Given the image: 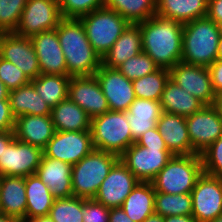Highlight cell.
Returning <instances> with one entry per match:
<instances>
[{
    "instance_id": "cell-1",
    "label": "cell",
    "mask_w": 222,
    "mask_h": 222,
    "mask_svg": "<svg viewBox=\"0 0 222 222\" xmlns=\"http://www.w3.org/2000/svg\"><path fill=\"white\" fill-rule=\"evenodd\" d=\"M137 24L141 29L143 52L159 68L170 69L182 60L184 24L156 14Z\"/></svg>"
},
{
    "instance_id": "cell-2",
    "label": "cell",
    "mask_w": 222,
    "mask_h": 222,
    "mask_svg": "<svg viewBox=\"0 0 222 222\" xmlns=\"http://www.w3.org/2000/svg\"><path fill=\"white\" fill-rule=\"evenodd\" d=\"M65 56L67 75L92 76L102 65V58L91 46L80 19L62 18L56 27Z\"/></svg>"
},
{
    "instance_id": "cell-3",
    "label": "cell",
    "mask_w": 222,
    "mask_h": 222,
    "mask_svg": "<svg viewBox=\"0 0 222 222\" xmlns=\"http://www.w3.org/2000/svg\"><path fill=\"white\" fill-rule=\"evenodd\" d=\"M218 24L207 16L185 23L182 36V62L209 67L217 60L220 37Z\"/></svg>"
},
{
    "instance_id": "cell-4",
    "label": "cell",
    "mask_w": 222,
    "mask_h": 222,
    "mask_svg": "<svg viewBox=\"0 0 222 222\" xmlns=\"http://www.w3.org/2000/svg\"><path fill=\"white\" fill-rule=\"evenodd\" d=\"M202 174V159L199 154L173 155L151 184L160 193H191Z\"/></svg>"
},
{
    "instance_id": "cell-5",
    "label": "cell",
    "mask_w": 222,
    "mask_h": 222,
    "mask_svg": "<svg viewBox=\"0 0 222 222\" xmlns=\"http://www.w3.org/2000/svg\"><path fill=\"white\" fill-rule=\"evenodd\" d=\"M119 156L94 149L72 165V193L75 197L94 199L102 181L107 177Z\"/></svg>"
},
{
    "instance_id": "cell-6",
    "label": "cell",
    "mask_w": 222,
    "mask_h": 222,
    "mask_svg": "<svg viewBox=\"0 0 222 222\" xmlns=\"http://www.w3.org/2000/svg\"><path fill=\"white\" fill-rule=\"evenodd\" d=\"M90 131L96 150L110 152L117 156L135 143L126 112L107 111L91 119Z\"/></svg>"
},
{
    "instance_id": "cell-7",
    "label": "cell",
    "mask_w": 222,
    "mask_h": 222,
    "mask_svg": "<svg viewBox=\"0 0 222 222\" xmlns=\"http://www.w3.org/2000/svg\"><path fill=\"white\" fill-rule=\"evenodd\" d=\"M79 19L85 28L91 46L101 58L130 24L119 13L105 6Z\"/></svg>"
},
{
    "instance_id": "cell-8",
    "label": "cell",
    "mask_w": 222,
    "mask_h": 222,
    "mask_svg": "<svg viewBox=\"0 0 222 222\" xmlns=\"http://www.w3.org/2000/svg\"><path fill=\"white\" fill-rule=\"evenodd\" d=\"M172 156L167 148H145L135 142L119 159L140 182H151Z\"/></svg>"
},
{
    "instance_id": "cell-9",
    "label": "cell",
    "mask_w": 222,
    "mask_h": 222,
    "mask_svg": "<svg viewBox=\"0 0 222 222\" xmlns=\"http://www.w3.org/2000/svg\"><path fill=\"white\" fill-rule=\"evenodd\" d=\"M91 131H55L43 155L75 165L94 150Z\"/></svg>"
},
{
    "instance_id": "cell-10",
    "label": "cell",
    "mask_w": 222,
    "mask_h": 222,
    "mask_svg": "<svg viewBox=\"0 0 222 222\" xmlns=\"http://www.w3.org/2000/svg\"><path fill=\"white\" fill-rule=\"evenodd\" d=\"M62 19L57 0H28L15 34L32 37L56 29Z\"/></svg>"
},
{
    "instance_id": "cell-11",
    "label": "cell",
    "mask_w": 222,
    "mask_h": 222,
    "mask_svg": "<svg viewBox=\"0 0 222 222\" xmlns=\"http://www.w3.org/2000/svg\"><path fill=\"white\" fill-rule=\"evenodd\" d=\"M192 216L209 222L222 215V178L203 173L191 191Z\"/></svg>"
},
{
    "instance_id": "cell-12",
    "label": "cell",
    "mask_w": 222,
    "mask_h": 222,
    "mask_svg": "<svg viewBox=\"0 0 222 222\" xmlns=\"http://www.w3.org/2000/svg\"><path fill=\"white\" fill-rule=\"evenodd\" d=\"M42 156V148L14 138L0 156V177H26L35 174Z\"/></svg>"
},
{
    "instance_id": "cell-13",
    "label": "cell",
    "mask_w": 222,
    "mask_h": 222,
    "mask_svg": "<svg viewBox=\"0 0 222 222\" xmlns=\"http://www.w3.org/2000/svg\"><path fill=\"white\" fill-rule=\"evenodd\" d=\"M186 124L192 145V154H201L222 136V117L212 106L186 117Z\"/></svg>"
},
{
    "instance_id": "cell-14",
    "label": "cell",
    "mask_w": 222,
    "mask_h": 222,
    "mask_svg": "<svg viewBox=\"0 0 222 222\" xmlns=\"http://www.w3.org/2000/svg\"><path fill=\"white\" fill-rule=\"evenodd\" d=\"M170 79L205 106L213 105L215 93L208 67L180 61L169 69Z\"/></svg>"
},
{
    "instance_id": "cell-15",
    "label": "cell",
    "mask_w": 222,
    "mask_h": 222,
    "mask_svg": "<svg viewBox=\"0 0 222 222\" xmlns=\"http://www.w3.org/2000/svg\"><path fill=\"white\" fill-rule=\"evenodd\" d=\"M139 182L119 159L102 181L94 200L108 208L121 207Z\"/></svg>"
},
{
    "instance_id": "cell-16",
    "label": "cell",
    "mask_w": 222,
    "mask_h": 222,
    "mask_svg": "<svg viewBox=\"0 0 222 222\" xmlns=\"http://www.w3.org/2000/svg\"><path fill=\"white\" fill-rule=\"evenodd\" d=\"M0 57L16 65L30 80L41 74L29 37H22L14 32L0 33Z\"/></svg>"
},
{
    "instance_id": "cell-17",
    "label": "cell",
    "mask_w": 222,
    "mask_h": 222,
    "mask_svg": "<svg viewBox=\"0 0 222 222\" xmlns=\"http://www.w3.org/2000/svg\"><path fill=\"white\" fill-rule=\"evenodd\" d=\"M95 77L100 83L110 111L126 112L136 99L132 81L117 68L106 67L103 64L96 71Z\"/></svg>"
},
{
    "instance_id": "cell-18",
    "label": "cell",
    "mask_w": 222,
    "mask_h": 222,
    "mask_svg": "<svg viewBox=\"0 0 222 222\" xmlns=\"http://www.w3.org/2000/svg\"><path fill=\"white\" fill-rule=\"evenodd\" d=\"M68 98L80 106L90 119L110 111L107 99L95 75L71 77Z\"/></svg>"
},
{
    "instance_id": "cell-19",
    "label": "cell",
    "mask_w": 222,
    "mask_h": 222,
    "mask_svg": "<svg viewBox=\"0 0 222 222\" xmlns=\"http://www.w3.org/2000/svg\"><path fill=\"white\" fill-rule=\"evenodd\" d=\"M41 74L67 75L65 56L56 29L43 31L30 37Z\"/></svg>"
},
{
    "instance_id": "cell-20",
    "label": "cell",
    "mask_w": 222,
    "mask_h": 222,
    "mask_svg": "<svg viewBox=\"0 0 222 222\" xmlns=\"http://www.w3.org/2000/svg\"><path fill=\"white\" fill-rule=\"evenodd\" d=\"M71 173V164L43 155L35 174L57 199L73 196Z\"/></svg>"
},
{
    "instance_id": "cell-21",
    "label": "cell",
    "mask_w": 222,
    "mask_h": 222,
    "mask_svg": "<svg viewBox=\"0 0 222 222\" xmlns=\"http://www.w3.org/2000/svg\"><path fill=\"white\" fill-rule=\"evenodd\" d=\"M156 126L170 153L173 155L192 154V145L185 117L162 112Z\"/></svg>"
},
{
    "instance_id": "cell-22",
    "label": "cell",
    "mask_w": 222,
    "mask_h": 222,
    "mask_svg": "<svg viewBox=\"0 0 222 222\" xmlns=\"http://www.w3.org/2000/svg\"><path fill=\"white\" fill-rule=\"evenodd\" d=\"M14 136L19 141L44 148L55 133L51 115H22L15 118Z\"/></svg>"
},
{
    "instance_id": "cell-23",
    "label": "cell",
    "mask_w": 222,
    "mask_h": 222,
    "mask_svg": "<svg viewBox=\"0 0 222 222\" xmlns=\"http://www.w3.org/2000/svg\"><path fill=\"white\" fill-rule=\"evenodd\" d=\"M25 177H0V212L25 221L26 214Z\"/></svg>"
},
{
    "instance_id": "cell-24",
    "label": "cell",
    "mask_w": 222,
    "mask_h": 222,
    "mask_svg": "<svg viewBox=\"0 0 222 222\" xmlns=\"http://www.w3.org/2000/svg\"><path fill=\"white\" fill-rule=\"evenodd\" d=\"M162 112L160 101L136 98L131 103L126 111V116L134 142L143 133L156 127Z\"/></svg>"
},
{
    "instance_id": "cell-25",
    "label": "cell",
    "mask_w": 222,
    "mask_h": 222,
    "mask_svg": "<svg viewBox=\"0 0 222 222\" xmlns=\"http://www.w3.org/2000/svg\"><path fill=\"white\" fill-rule=\"evenodd\" d=\"M143 52L141 29L138 24H129L111 49L102 57V64L118 68L127 59Z\"/></svg>"
},
{
    "instance_id": "cell-26",
    "label": "cell",
    "mask_w": 222,
    "mask_h": 222,
    "mask_svg": "<svg viewBox=\"0 0 222 222\" xmlns=\"http://www.w3.org/2000/svg\"><path fill=\"white\" fill-rule=\"evenodd\" d=\"M208 0H156V15L182 24L207 16Z\"/></svg>"
},
{
    "instance_id": "cell-27",
    "label": "cell",
    "mask_w": 222,
    "mask_h": 222,
    "mask_svg": "<svg viewBox=\"0 0 222 222\" xmlns=\"http://www.w3.org/2000/svg\"><path fill=\"white\" fill-rule=\"evenodd\" d=\"M8 100L15 118L22 115H51L52 109L36 92L31 82L9 91Z\"/></svg>"
},
{
    "instance_id": "cell-28",
    "label": "cell",
    "mask_w": 222,
    "mask_h": 222,
    "mask_svg": "<svg viewBox=\"0 0 222 222\" xmlns=\"http://www.w3.org/2000/svg\"><path fill=\"white\" fill-rule=\"evenodd\" d=\"M160 104L163 112L180 115L185 118L205 106L200 100L179 87L170 78L162 92Z\"/></svg>"
},
{
    "instance_id": "cell-29",
    "label": "cell",
    "mask_w": 222,
    "mask_h": 222,
    "mask_svg": "<svg viewBox=\"0 0 222 222\" xmlns=\"http://www.w3.org/2000/svg\"><path fill=\"white\" fill-rule=\"evenodd\" d=\"M55 131H88L91 119L87 113L69 98L51 110Z\"/></svg>"
},
{
    "instance_id": "cell-30",
    "label": "cell",
    "mask_w": 222,
    "mask_h": 222,
    "mask_svg": "<svg viewBox=\"0 0 222 222\" xmlns=\"http://www.w3.org/2000/svg\"><path fill=\"white\" fill-rule=\"evenodd\" d=\"M25 191L27 200L25 221L49 215L55 198L36 174L25 177Z\"/></svg>"
},
{
    "instance_id": "cell-31",
    "label": "cell",
    "mask_w": 222,
    "mask_h": 222,
    "mask_svg": "<svg viewBox=\"0 0 222 222\" xmlns=\"http://www.w3.org/2000/svg\"><path fill=\"white\" fill-rule=\"evenodd\" d=\"M155 190L151 182H139L122 204V209L134 222L144 220L155 213Z\"/></svg>"
},
{
    "instance_id": "cell-32",
    "label": "cell",
    "mask_w": 222,
    "mask_h": 222,
    "mask_svg": "<svg viewBox=\"0 0 222 222\" xmlns=\"http://www.w3.org/2000/svg\"><path fill=\"white\" fill-rule=\"evenodd\" d=\"M68 75L40 74L31 80L36 92L42 99L54 108L58 103L68 98Z\"/></svg>"
},
{
    "instance_id": "cell-33",
    "label": "cell",
    "mask_w": 222,
    "mask_h": 222,
    "mask_svg": "<svg viewBox=\"0 0 222 222\" xmlns=\"http://www.w3.org/2000/svg\"><path fill=\"white\" fill-rule=\"evenodd\" d=\"M104 6L116 11L131 24L156 14V0H104Z\"/></svg>"
},
{
    "instance_id": "cell-34",
    "label": "cell",
    "mask_w": 222,
    "mask_h": 222,
    "mask_svg": "<svg viewBox=\"0 0 222 222\" xmlns=\"http://www.w3.org/2000/svg\"><path fill=\"white\" fill-rule=\"evenodd\" d=\"M169 78V69L159 68L151 74L133 80L132 85L136 98L160 101Z\"/></svg>"
},
{
    "instance_id": "cell-35",
    "label": "cell",
    "mask_w": 222,
    "mask_h": 222,
    "mask_svg": "<svg viewBox=\"0 0 222 222\" xmlns=\"http://www.w3.org/2000/svg\"><path fill=\"white\" fill-rule=\"evenodd\" d=\"M154 211L162 217L192 215L191 193L166 194L155 191Z\"/></svg>"
},
{
    "instance_id": "cell-36",
    "label": "cell",
    "mask_w": 222,
    "mask_h": 222,
    "mask_svg": "<svg viewBox=\"0 0 222 222\" xmlns=\"http://www.w3.org/2000/svg\"><path fill=\"white\" fill-rule=\"evenodd\" d=\"M49 216L54 222H83V198L70 196L55 199Z\"/></svg>"
},
{
    "instance_id": "cell-37",
    "label": "cell",
    "mask_w": 222,
    "mask_h": 222,
    "mask_svg": "<svg viewBox=\"0 0 222 222\" xmlns=\"http://www.w3.org/2000/svg\"><path fill=\"white\" fill-rule=\"evenodd\" d=\"M121 74L133 81L159 69V66L144 52L127 59L117 68Z\"/></svg>"
},
{
    "instance_id": "cell-38",
    "label": "cell",
    "mask_w": 222,
    "mask_h": 222,
    "mask_svg": "<svg viewBox=\"0 0 222 222\" xmlns=\"http://www.w3.org/2000/svg\"><path fill=\"white\" fill-rule=\"evenodd\" d=\"M28 0H0V33L15 32Z\"/></svg>"
},
{
    "instance_id": "cell-39",
    "label": "cell",
    "mask_w": 222,
    "mask_h": 222,
    "mask_svg": "<svg viewBox=\"0 0 222 222\" xmlns=\"http://www.w3.org/2000/svg\"><path fill=\"white\" fill-rule=\"evenodd\" d=\"M62 18H75L104 7V0H57Z\"/></svg>"
},
{
    "instance_id": "cell-40",
    "label": "cell",
    "mask_w": 222,
    "mask_h": 222,
    "mask_svg": "<svg viewBox=\"0 0 222 222\" xmlns=\"http://www.w3.org/2000/svg\"><path fill=\"white\" fill-rule=\"evenodd\" d=\"M203 173L222 178V136L201 154Z\"/></svg>"
},
{
    "instance_id": "cell-41",
    "label": "cell",
    "mask_w": 222,
    "mask_h": 222,
    "mask_svg": "<svg viewBox=\"0 0 222 222\" xmlns=\"http://www.w3.org/2000/svg\"><path fill=\"white\" fill-rule=\"evenodd\" d=\"M0 80L9 91L31 82L22 70L2 57H0Z\"/></svg>"
},
{
    "instance_id": "cell-42",
    "label": "cell",
    "mask_w": 222,
    "mask_h": 222,
    "mask_svg": "<svg viewBox=\"0 0 222 222\" xmlns=\"http://www.w3.org/2000/svg\"><path fill=\"white\" fill-rule=\"evenodd\" d=\"M110 208L95 201L83 198V222H109Z\"/></svg>"
},
{
    "instance_id": "cell-43",
    "label": "cell",
    "mask_w": 222,
    "mask_h": 222,
    "mask_svg": "<svg viewBox=\"0 0 222 222\" xmlns=\"http://www.w3.org/2000/svg\"><path fill=\"white\" fill-rule=\"evenodd\" d=\"M136 143L145 148H167L157 126L143 133Z\"/></svg>"
},
{
    "instance_id": "cell-44",
    "label": "cell",
    "mask_w": 222,
    "mask_h": 222,
    "mask_svg": "<svg viewBox=\"0 0 222 222\" xmlns=\"http://www.w3.org/2000/svg\"><path fill=\"white\" fill-rule=\"evenodd\" d=\"M15 117L13 116L9 100H0V132L13 131Z\"/></svg>"
},
{
    "instance_id": "cell-45",
    "label": "cell",
    "mask_w": 222,
    "mask_h": 222,
    "mask_svg": "<svg viewBox=\"0 0 222 222\" xmlns=\"http://www.w3.org/2000/svg\"><path fill=\"white\" fill-rule=\"evenodd\" d=\"M214 93L222 92V59L215 60L208 67Z\"/></svg>"
},
{
    "instance_id": "cell-46",
    "label": "cell",
    "mask_w": 222,
    "mask_h": 222,
    "mask_svg": "<svg viewBox=\"0 0 222 222\" xmlns=\"http://www.w3.org/2000/svg\"><path fill=\"white\" fill-rule=\"evenodd\" d=\"M207 17L216 24L222 20V0H208Z\"/></svg>"
},
{
    "instance_id": "cell-47",
    "label": "cell",
    "mask_w": 222,
    "mask_h": 222,
    "mask_svg": "<svg viewBox=\"0 0 222 222\" xmlns=\"http://www.w3.org/2000/svg\"><path fill=\"white\" fill-rule=\"evenodd\" d=\"M109 222H134L127 216L122 207L110 208Z\"/></svg>"
},
{
    "instance_id": "cell-48",
    "label": "cell",
    "mask_w": 222,
    "mask_h": 222,
    "mask_svg": "<svg viewBox=\"0 0 222 222\" xmlns=\"http://www.w3.org/2000/svg\"><path fill=\"white\" fill-rule=\"evenodd\" d=\"M15 138L14 131L0 132V156L4 152V148Z\"/></svg>"
},
{
    "instance_id": "cell-49",
    "label": "cell",
    "mask_w": 222,
    "mask_h": 222,
    "mask_svg": "<svg viewBox=\"0 0 222 222\" xmlns=\"http://www.w3.org/2000/svg\"><path fill=\"white\" fill-rule=\"evenodd\" d=\"M164 222H197L192 215L166 216Z\"/></svg>"
},
{
    "instance_id": "cell-50",
    "label": "cell",
    "mask_w": 222,
    "mask_h": 222,
    "mask_svg": "<svg viewBox=\"0 0 222 222\" xmlns=\"http://www.w3.org/2000/svg\"><path fill=\"white\" fill-rule=\"evenodd\" d=\"M212 106L217 110V113L222 117V92L215 94Z\"/></svg>"
},
{
    "instance_id": "cell-51",
    "label": "cell",
    "mask_w": 222,
    "mask_h": 222,
    "mask_svg": "<svg viewBox=\"0 0 222 222\" xmlns=\"http://www.w3.org/2000/svg\"><path fill=\"white\" fill-rule=\"evenodd\" d=\"M9 90L0 80V100H8Z\"/></svg>"
},
{
    "instance_id": "cell-52",
    "label": "cell",
    "mask_w": 222,
    "mask_h": 222,
    "mask_svg": "<svg viewBox=\"0 0 222 222\" xmlns=\"http://www.w3.org/2000/svg\"><path fill=\"white\" fill-rule=\"evenodd\" d=\"M144 222H164V217H162L161 215H158L156 213L148 216Z\"/></svg>"
},
{
    "instance_id": "cell-53",
    "label": "cell",
    "mask_w": 222,
    "mask_h": 222,
    "mask_svg": "<svg viewBox=\"0 0 222 222\" xmlns=\"http://www.w3.org/2000/svg\"><path fill=\"white\" fill-rule=\"evenodd\" d=\"M28 222H54L49 215L47 216H40V217H35L32 218L30 220H28Z\"/></svg>"
},
{
    "instance_id": "cell-54",
    "label": "cell",
    "mask_w": 222,
    "mask_h": 222,
    "mask_svg": "<svg viewBox=\"0 0 222 222\" xmlns=\"http://www.w3.org/2000/svg\"><path fill=\"white\" fill-rule=\"evenodd\" d=\"M18 221L19 220H17L16 218L7 216L0 212V222H18Z\"/></svg>"
},
{
    "instance_id": "cell-55",
    "label": "cell",
    "mask_w": 222,
    "mask_h": 222,
    "mask_svg": "<svg viewBox=\"0 0 222 222\" xmlns=\"http://www.w3.org/2000/svg\"><path fill=\"white\" fill-rule=\"evenodd\" d=\"M217 59H222V33L220 34L218 41Z\"/></svg>"
},
{
    "instance_id": "cell-56",
    "label": "cell",
    "mask_w": 222,
    "mask_h": 222,
    "mask_svg": "<svg viewBox=\"0 0 222 222\" xmlns=\"http://www.w3.org/2000/svg\"><path fill=\"white\" fill-rule=\"evenodd\" d=\"M209 222H222V215L216 217L215 219H213L212 221Z\"/></svg>"
},
{
    "instance_id": "cell-57",
    "label": "cell",
    "mask_w": 222,
    "mask_h": 222,
    "mask_svg": "<svg viewBox=\"0 0 222 222\" xmlns=\"http://www.w3.org/2000/svg\"><path fill=\"white\" fill-rule=\"evenodd\" d=\"M218 28H219L220 32L222 33V20L218 23Z\"/></svg>"
}]
</instances>
